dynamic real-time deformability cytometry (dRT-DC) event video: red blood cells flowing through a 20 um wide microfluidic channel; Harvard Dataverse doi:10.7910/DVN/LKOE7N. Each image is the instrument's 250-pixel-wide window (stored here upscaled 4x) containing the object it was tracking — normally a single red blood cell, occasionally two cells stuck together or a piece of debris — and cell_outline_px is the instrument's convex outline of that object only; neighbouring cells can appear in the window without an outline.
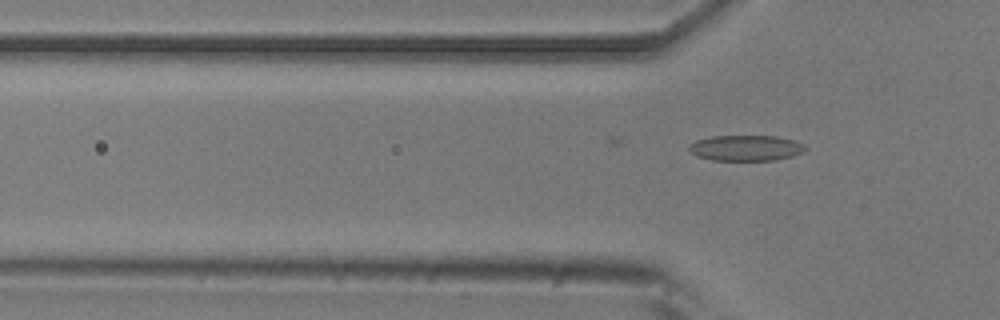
{"species": "common noctule bat (a hibernating species)", "species_latin": "Nyctalus noctula", "temperature_condition": "room temperature", "stored_images_in_passage": 6, "segment_of_instrument_passage": [2, 2], "camera_frame_rate_fps": 3000, "um_per_image_px": 0.085, "animal": {"sex": "male", "body_mass_g": 20.5, "forearm_length_mm": 52.5}, "frame": {"image": 1, "passage_image": 6, "time_ms": 6.667, "image_size_px": [1000, 320], "cell_outline_px": [[808, 148], [792, 156], [776, 160], [712, 160], [696, 156], [688, 148], [688, 144], [696, 140], [712, 136], [776, 136], [796, 140], [804, 144]], "centroid_in_image_um": [63.4, 12.57], "position_along_channel_um": 62.4, "area_um2": 17.46}}